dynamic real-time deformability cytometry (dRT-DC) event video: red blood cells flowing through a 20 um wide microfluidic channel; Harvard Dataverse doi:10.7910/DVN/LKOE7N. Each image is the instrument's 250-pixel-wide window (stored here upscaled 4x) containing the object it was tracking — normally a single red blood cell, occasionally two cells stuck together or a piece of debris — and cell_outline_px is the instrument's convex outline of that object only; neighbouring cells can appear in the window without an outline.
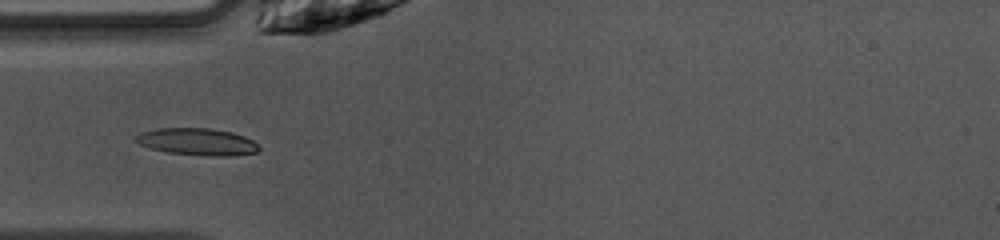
{"species": "common noctule bat (a hibernating species)", "species_latin": "Nyctalus noctula", "temperature_condition": "warm", "stored_images_in_passage": 35, "camera_frame_rate_fps": 3000, "um_per_image_px": 0.085, "animal": {"sex": "female", "body_mass_g": 10.0, "forearm_length_mm": 53.1}, "frame": {"image": 1, "passage_image": 1, "time_ms": 0.0, "image_size_px": [1000, 240], "cell_outline_px": [[260, 148], [256, 152], [232, 156], [212, 156], [168, 152], [152, 148], [140, 144], [132, 140], [140, 132], [160, 128], [212, 128], [232, 132], [244, 136], [252, 140]], "centroid_in_image_um": [16.76, 12.04], "position_along_channel_um": 68.2, "area_um2": 19.31}}
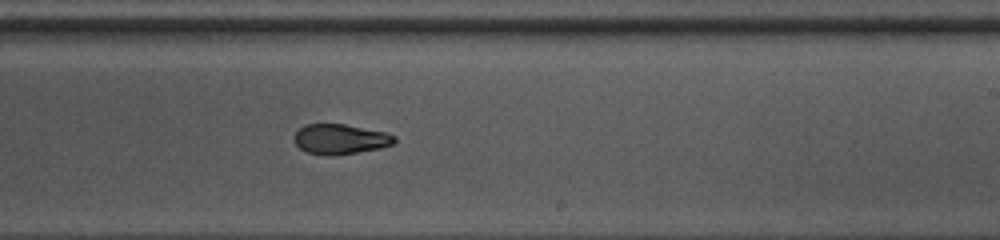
{"frame": {"image": 2, "passage_image": 15, "time_ms": 4.667, "image_size_px": [1000, 240], "cell_outline_px": [[396, 140], [392, 144], [380, 148], [336, 156], [328, 156], [308, 152], [300, 148], [292, 140], [292, 136], [304, 124], [344, 124], [388, 132], [396, 136]], "centroid_in_image_um": [28.91, 11.82], "position_along_channel_um": 260.1, "area_um2": 17.8}}
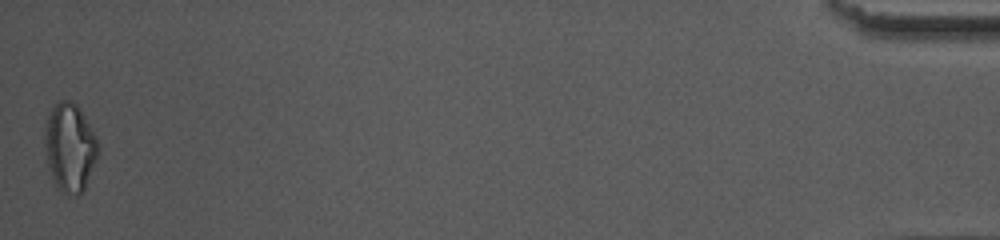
{"frame": {"image": 3, "passage_image": 35, "time_ms": 11.333, "image_size_px": [1000, 240], "cell_outline_px": [[100, 148], [96, 160], [84, 188], [76, 196], [68, 196], [56, 188], [48, 164], [44, 144], [44, 128], [48, 116], [52, 108], [60, 100], [72, 100], [80, 108], [96, 136], [100, 144]], "centroid_in_image_um": [5.94, 12.52], "position_along_channel_um": 429.3, "area_um2": 27.63}}